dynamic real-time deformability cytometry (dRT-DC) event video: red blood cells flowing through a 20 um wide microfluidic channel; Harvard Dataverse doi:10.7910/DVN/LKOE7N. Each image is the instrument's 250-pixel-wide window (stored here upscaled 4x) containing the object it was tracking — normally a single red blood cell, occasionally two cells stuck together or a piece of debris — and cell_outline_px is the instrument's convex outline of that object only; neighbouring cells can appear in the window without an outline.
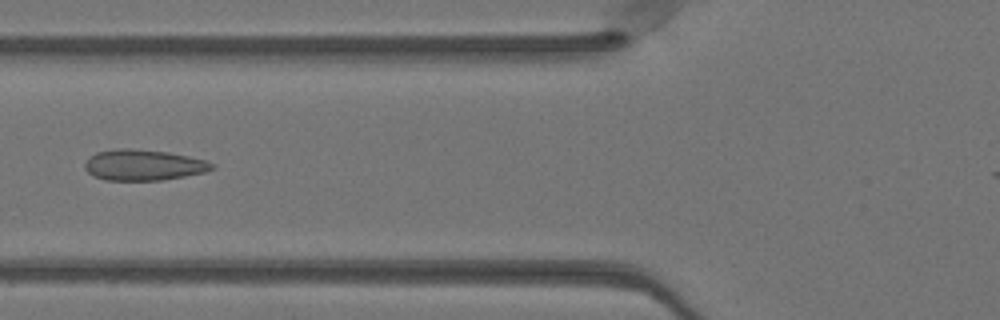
{"species": "Egyptian fruit bat (a non-hibernating species)", "species_latin": "Rousettus aegyptiacus", "temperature_condition": "warm", "stored_images_in_passage": 30, "camera_frame_rate_fps": 3000, "um_per_image_px": 0.085, "animal": {"sex": "female"}, "frame": {"image": 1, "passage_image": 5, "time_ms": 1.333, "image_size_px": [1000, 320], "cell_outline_px": [[216, 168], [204, 172], [184, 176], [160, 180], [104, 180], [88, 172], [84, 168], [84, 164], [88, 156], [96, 152], [116, 148], [128, 148], [168, 152], [188, 156], [204, 160], [216, 164]], "centroid_in_image_um": [12.18, 14.01], "position_along_channel_um": 113.6, "area_um2": 22.89}}
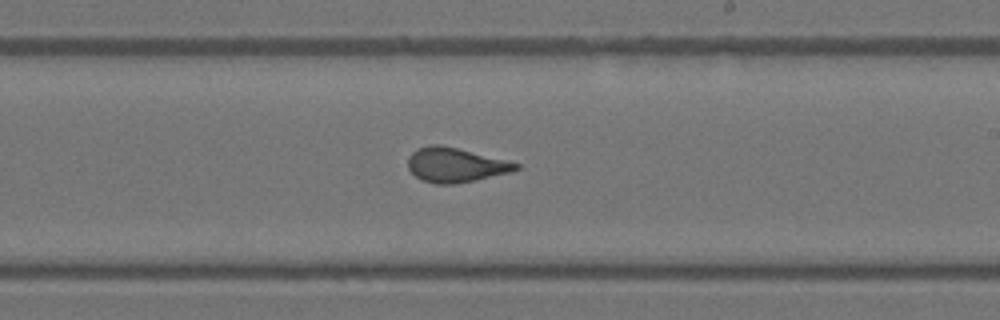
{"frame": {"image": 2, "passage_image": 15, "time_ms": 4.667, "image_size_px": [1000, 320], "cell_outline_px": [[520, 168], [512, 172], [452, 184], [436, 184], [424, 180], [416, 176], [408, 168], [408, 156], [416, 148], [428, 144], [440, 144], [508, 160], [520, 164]], "centroid_in_image_um": [38.7, 14.0], "position_along_channel_um": 250.3, "area_um2": 21.62}}
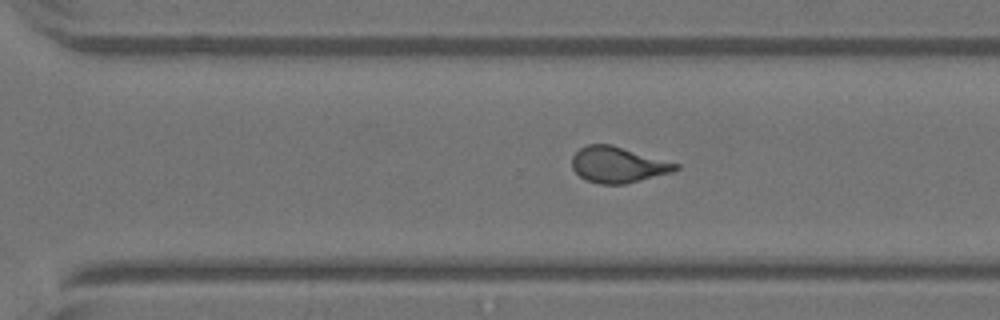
{"frame": {"image": 3, "passage_image": 20, "time_ms": 6.333, "image_size_px": [1000, 320], "cell_outline_px": [[680, 168], [672, 172], [624, 184], [600, 184], [584, 180], [572, 168], [572, 156], [580, 148], [588, 144], [612, 144], [680, 164]], "centroid_in_image_um": [52.52, 14.0], "position_along_channel_um": 318.1, "area_um2": 21.73}, "authors_computed_cell_mechanics": {"area_um2": 21.5594, "velocity_mm_per_s": 4.0846, "shape_relaxation_time_tau1_ms": null, "shape_relaxation_time_tau2_ms": 0.567, "deformation_change_tau1": null, "deformation_change_tau2": 0.0638}}